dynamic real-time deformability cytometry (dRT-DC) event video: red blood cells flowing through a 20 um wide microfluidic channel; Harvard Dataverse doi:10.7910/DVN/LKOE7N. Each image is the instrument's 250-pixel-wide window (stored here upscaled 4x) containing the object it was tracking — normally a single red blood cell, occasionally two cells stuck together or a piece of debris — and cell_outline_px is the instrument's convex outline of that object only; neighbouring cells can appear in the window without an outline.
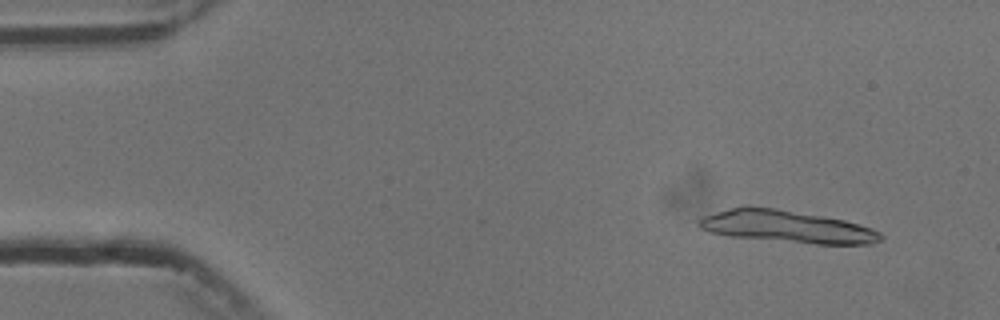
{"species": "common noctule bat (a hibernating species)", "species_latin": "Nyctalus noctula", "temperature_condition": "cold", "stored_images_in_passage": 4, "camera_frame_rate_fps": 3000, "um_per_image_px": 0.085, "animal": {"sex": "male", "body_mass_g": 13.3}, "frame": {"image": 1, "passage_image": 1, "time_ms": 0.0, "image_size_px": [1000, 320], "cell_outline_px": [[884, 236], [880, 240], [872, 244], [816, 244], [728, 236], [708, 232], [700, 228], [696, 224], [704, 216], [740, 204], [752, 204], [776, 208], [844, 220], [872, 228], [880, 232]], "centroid_in_image_um": [66.82, 19.24], "position_along_channel_um": 18.2, "area_um2": 34.56}}